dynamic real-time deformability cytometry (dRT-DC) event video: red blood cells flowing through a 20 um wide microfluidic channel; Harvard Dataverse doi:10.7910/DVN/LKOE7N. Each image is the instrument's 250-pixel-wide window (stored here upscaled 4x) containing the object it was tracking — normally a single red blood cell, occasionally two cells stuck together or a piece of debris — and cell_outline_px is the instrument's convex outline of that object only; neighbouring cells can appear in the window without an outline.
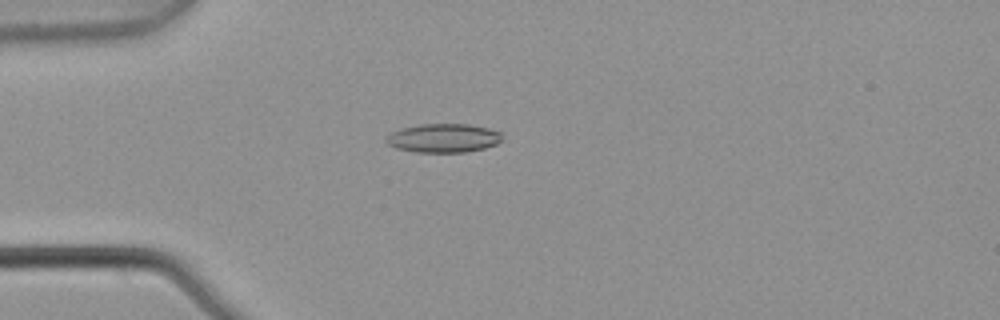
{"species": "common noctule bat (a hibernating species)", "species_latin": "Nyctalus noctula", "temperature_condition": "warm", "stored_images_in_passage": 5, "camera_frame_rate_fps": 3000, "um_per_image_px": 0.085, "animal": {"sex": "male", "body_mass_g": 21.5, "forearm_length_mm": 52.0}, "frame": {"image": 1, "passage_image": 5, "time_ms": 1.333, "image_size_px": [1000, 320], "cell_outline_px": [[500, 140], [496, 144], [484, 148], [464, 152], [416, 152], [396, 148], [388, 144], [384, 140], [392, 132], [400, 128], [420, 124], [468, 124], [488, 128], [500, 132]], "centroid_in_image_um": [37.65, 11.73], "position_along_channel_um": 47.3, "area_um2": 19.31}}